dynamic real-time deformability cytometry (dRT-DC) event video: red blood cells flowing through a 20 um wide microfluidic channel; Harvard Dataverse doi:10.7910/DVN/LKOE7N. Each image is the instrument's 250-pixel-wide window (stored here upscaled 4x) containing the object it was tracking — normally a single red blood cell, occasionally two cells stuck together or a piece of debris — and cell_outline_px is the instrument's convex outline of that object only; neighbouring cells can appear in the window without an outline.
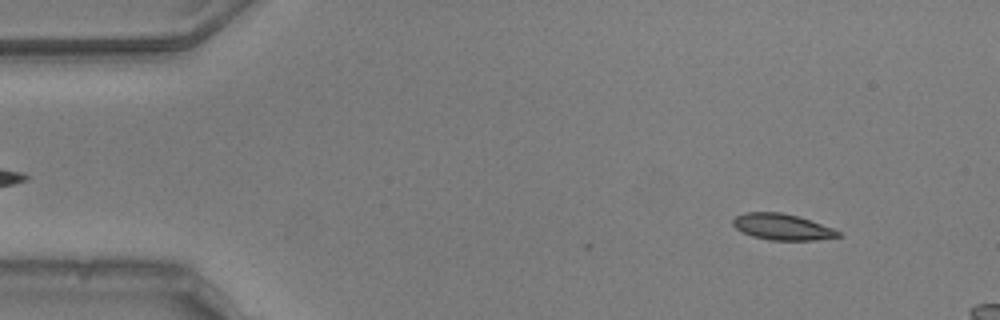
{"species": "common noctule bat (a hibernating species)", "species_latin": "Nyctalus noctula", "temperature_condition": "warm", "stored_images_in_passage": 51, "camera_frame_rate_fps": 3000, "um_per_image_px": 0.085, "animal": {"sex": "male", "body_mass_g": 20.5, "forearm_length_mm": 52.5}, "frame": {"image": 1, "passage_image": 5, "time_ms": 1.333, "image_size_px": [1000, 320], "cell_outline_px": [[840, 236], [816, 240], [768, 240], [752, 236], [736, 228], [732, 224], [732, 220], [736, 216], [744, 212], [780, 212], [796, 216], [832, 228], [840, 232]], "centroid_in_image_um": [66.44, 19.29], "position_along_channel_um": 18.6, "area_um2": 15.78}}
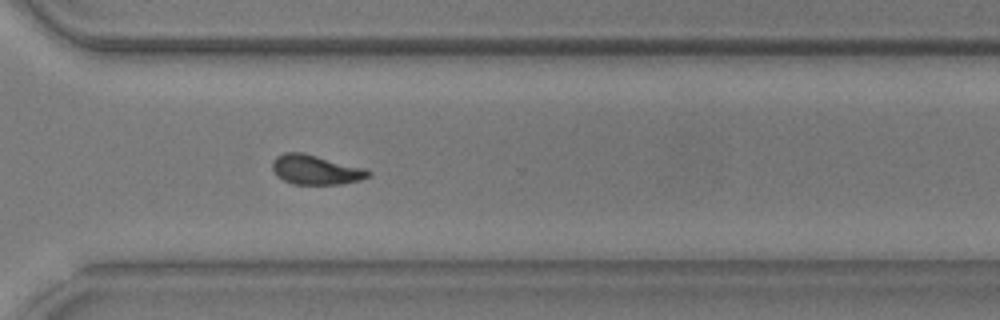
{"frame": {"image": 2, "passage_image": 38, "time_ms": 12.333, "image_size_px": [1000, 320], "cell_outline_px": [[372, 176], [360, 180], [340, 184], [292, 184], [276, 176], [272, 168], [272, 164], [276, 156], [284, 152], [304, 152], [364, 168], [372, 172]], "centroid_in_image_um": [26.83, 14.42], "position_along_channel_um": 343.8, "area_um2": 16.65}}
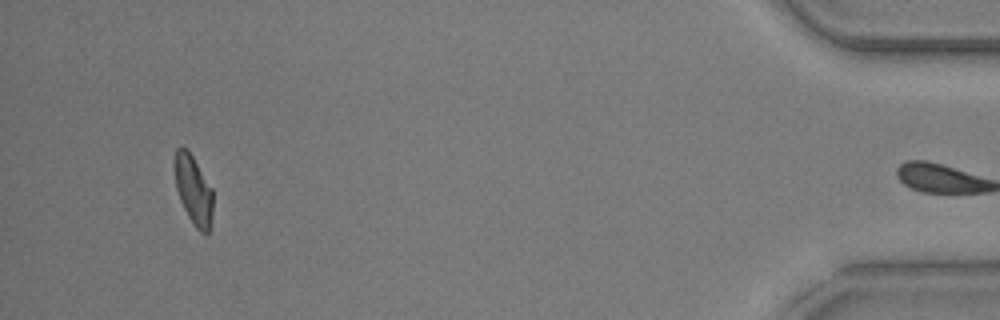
{"frame": {"image": 3, "passage_image": 50, "time_ms": 16.333, "image_size_px": [1000, 320], "cell_outline_px": [[212, 212], [208, 232], [200, 232], [196, 228], [188, 216], [180, 200], [176, 188], [172, 164], [176, 148], [188, 148], [212, 188]], "centroid_in_image_um": [16.4, 16.07], "position_along_channel_um": 418.8, "area_um2": 15.55}, "authors_computed_cell_mechanics": {"area_um2": 16.473, "velocity_mm_per_s": 3.7651, "shape_relaxation_time_tau1_ms": 3.1527, "shape_relaxation_time_tau2_ms": 1.7471, "deformation_change_tau1": 0.1311, "deformation_change_tau2": 0.078}}